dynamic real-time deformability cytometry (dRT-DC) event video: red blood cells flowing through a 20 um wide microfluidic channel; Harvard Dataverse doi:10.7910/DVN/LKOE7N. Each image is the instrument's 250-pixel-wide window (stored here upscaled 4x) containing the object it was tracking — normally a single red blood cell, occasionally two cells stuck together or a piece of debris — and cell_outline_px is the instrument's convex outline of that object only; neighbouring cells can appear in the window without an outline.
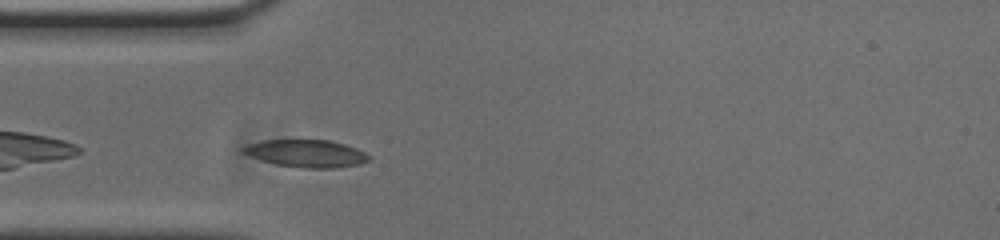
{"species": "common noctule bat (a hibernating species)", "species_latin": "Nyctalus noctula", "temperature_condition": "cold", "stored_images_in_passage": 40, "camera_frame_rate_fps": 3000, "um_per_image_px": 0.085, "animal": {"sex": "male", "body_mass_g": 20.0, "forearm_length_mm": 53.3}, "frame": {"image": 1, "passage_image": 2, "time_ms": 0.333, "image_size_px": [1000, 240], "cell_outline_px": [[368, 160], [360, 164], [336, 168], [304, 168], [276, 164], [252, 156], [244, 152], [244, 148], [252, 144], [264, 140], [328, 140], [344, 144], [356, 148], [364, 152], [368, 156]], "centroid_in_image_um": [26.11, 13.05], "position_along_channel_um": 58.9, "area_um2": 19.54}}
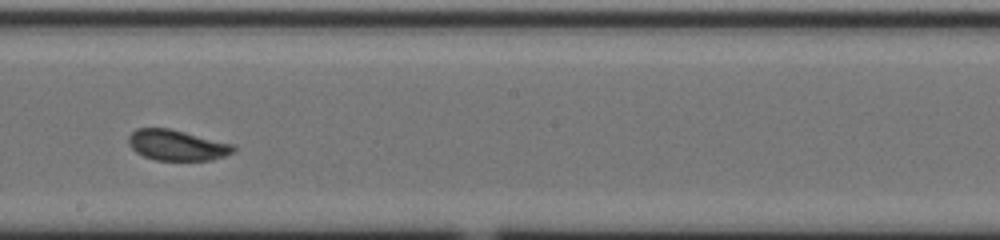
{"frame": {"image": 2, "passage_image": 16, "time_ms": 5.0, "image_size_px": [1000, 240], "cell_outline_px": [[236, 152], [212, 160], [156, 160], [144, 156], [136, 152], [128, 144], [128, 136], [136, 128], [168, 128], [232, 144], [236, 148]], "centroid_in_image_um": [15.02, 12.35], "position_along_channel_um": 233.2, "area_um2": 18.61}}
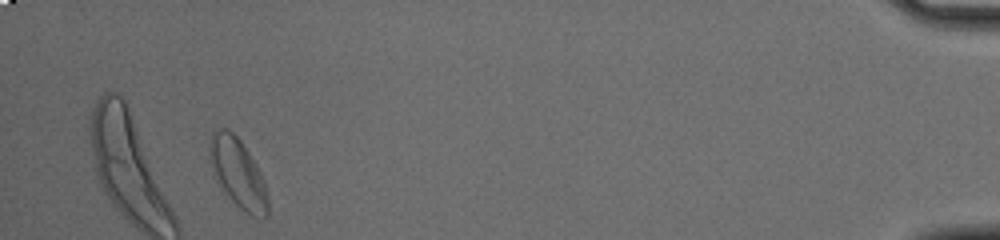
{"frame": {"image": 3, "passage_image": 37, "time_ms": 12.0, "image_size_px": [1000, 240], "cell_outline_px": [[268, 216], [252, 216], [244, 212], [228, 196], [212, 176], [208, 148], [208, 144], [212, 132], [216, 128], [228, 128], [240, 140], [248, 152], [260, 172], [264, 180], [268, 200]], "centroid_in_image_um": [20.18, 14.69], "position_along_channel_um": 415.0, "area_um2": 23.58}, "authors_computed_cell_mechanics": {"area_um2": 19.4208, "velocity_mm_per_s": 3.7456, "shape_relaxation_time_tau1_ms": 2.3815, "shape_relaxation_time_tau2_ms": 1.3769, "deformation_change_tau1": 0.0812, "deformation_change_tau2": 0.0634}}